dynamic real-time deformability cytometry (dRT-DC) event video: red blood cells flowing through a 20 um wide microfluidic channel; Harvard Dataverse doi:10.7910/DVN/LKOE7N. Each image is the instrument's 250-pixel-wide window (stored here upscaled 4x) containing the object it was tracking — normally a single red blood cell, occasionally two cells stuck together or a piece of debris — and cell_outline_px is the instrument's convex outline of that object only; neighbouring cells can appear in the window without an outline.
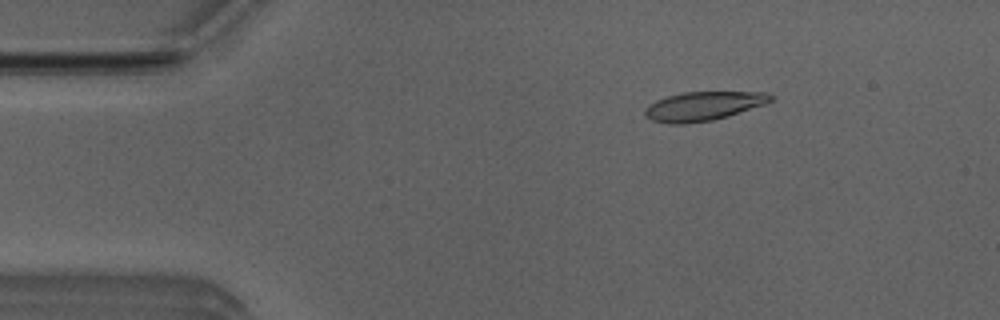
{"species": "Egyptian fruit bat (a non-hibernating species)", "species_latin": "Rousettus aegyptiacus", "temperature_condition": "room temperature", "stored_images_in_passage": 4, "camera_frame_rate_fps": 3000, "um_per_image_px": 0.085, "animal": {"sex": "male"}, "frame": {"image": 1, "passage_image": 2, "time_ms": 0.333, "image_size_px": [1000, 320], "cell_outline_px": [[776, 96], [772, 100], [764, 104], [728, 116], [712, 120], [684, 124], [668, 124], [652, 120], [644, 116], [644, 108], [648, 104], [656, 100], [668, 96], [684, 92], [768, 92]], "centroid_in_image_um": [59.76, 9.02], "position_along_channel_um": 25.2, "area_um2": 21.33}}